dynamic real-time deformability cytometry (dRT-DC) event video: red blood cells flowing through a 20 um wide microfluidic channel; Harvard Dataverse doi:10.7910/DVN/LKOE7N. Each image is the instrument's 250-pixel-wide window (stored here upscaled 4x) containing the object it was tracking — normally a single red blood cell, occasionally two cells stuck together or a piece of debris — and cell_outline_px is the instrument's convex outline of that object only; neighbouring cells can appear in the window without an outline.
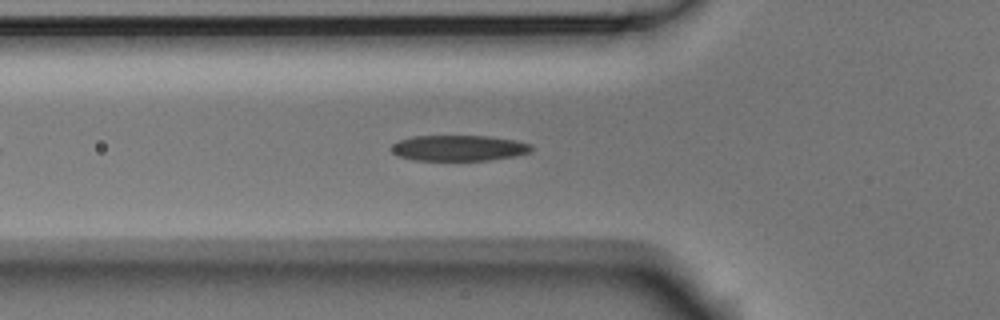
{"species": "Egyptian fruit bat (a non-hibernating species)", "species_latin": "Rousettus aegyptiacus", "temperature_condition": "room temperature", "stored_images_in_passage": 41, "camera_frame_rate_fps": 3000, "um_per_image_px": 0.085, "animal": {"sex": "male"}, "frame": {"image": 1, "passage_image": 9, "time_ms": 2.667, "image_size_px": [1000, 320], "cell_outline_px": [[532, 148], [528, 152], [516, 156], [488, 160], [412, 160], [400, 156], [392, 152], [392, 144], [400, 140], [412, 136], [488, 136], [516, 140], [532, 144]], "centroid_in_image_um": [39.01, 12.58], "position_along_channel_um": 86.8, "area_um2": 20.92}}
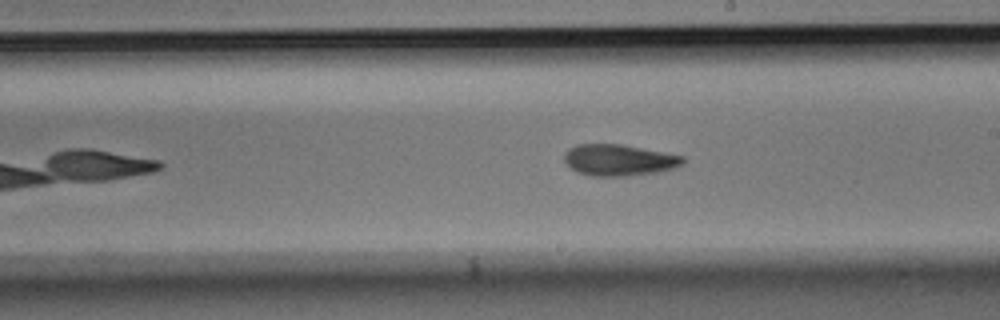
{"frame": {"image": 2, "passage_image": 21, "time_ms": 6.667, "image_size_px": [1000, 320], "cell_outline_px": [[684, 164], [672, 168], [656, 172], [624, 176], [592, 176], [576, 172], [564, 160], [564, 152], [568, 148], [576, 144], [620, 144], [684, 156]], "centroid_in_image_um": [52.57, 13.6], "position_along_channel_um": 236.4, "area_um2": 21.56}}
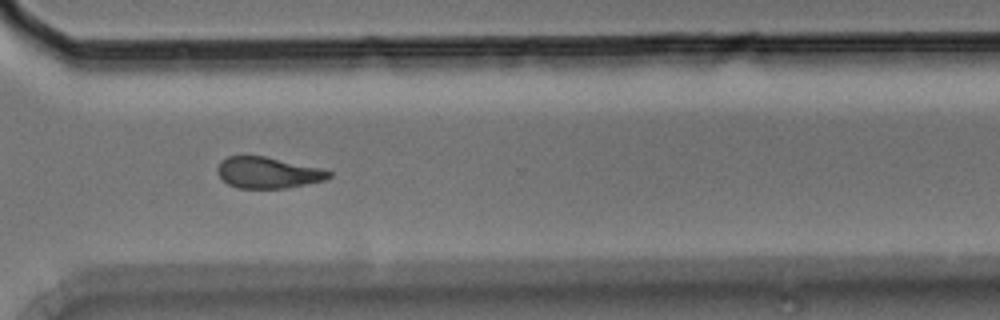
{"frame": {"image": 3, "passage_image": 30, "time_ms": 9.667, "image_size_px": [1000, 320], "cell_outline_px": [[332, 176], [324, 180], [284, 188], [236, 188], [228, 184], [216, 172], [216, 168], [220, 160], [228, 156], [264, 156], [320, 168], [332, 172]], "centroid_in_image_um": [22.73, 14.67], "position_along_channel_um": 347.9, "area_um2": 20.11}, "authors_computed_cell_mechanics": {"area_um2": 21.4438, "velocity_mm_per_s": 3.7254, "shape_relaxation_time_tau1_ms": 4.5976, "shape_relaxation_time_tau2_ms": 3.9835, "deformation_change_tau1": 0.1645, "deformation_change_tau2": 0.1265}}